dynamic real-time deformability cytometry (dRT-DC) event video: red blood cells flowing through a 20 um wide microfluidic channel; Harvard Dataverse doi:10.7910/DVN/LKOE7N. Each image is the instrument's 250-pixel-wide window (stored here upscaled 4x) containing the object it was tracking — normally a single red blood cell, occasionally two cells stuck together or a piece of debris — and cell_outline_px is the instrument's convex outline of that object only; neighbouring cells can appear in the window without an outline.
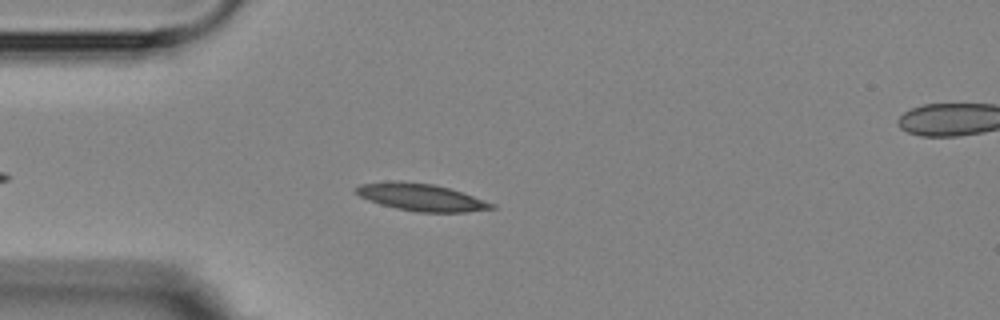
{"species": "Egyptian fruit bat (a non-hibernating species)", "species_latin": "Rousettus aegyptiacus", "temperature_condition": "room temperature", "stored_images_in_passage": 4, "camera_frame_rate_fps": 3000, "um_per_image_px": 0.085, "animal": {"sex": "female"}, "frame": {"image": 1, "passage_image": 3, "time_ms": 3.333, "image_size_px": [1000, 320], "cell_outline_px": [[496, 208], [468, 212], [416, 212], [396, 208], [380, 204], [368, 200], [352, 192], [352, 188], [360, 184], [396, 180], [400, 180], [432, 184], [448, 188], [496, 204]], "centroid_in_image_um": [35.73, 16.76], "position_along_channel_um": 49.3, "area_um2": 21.62}}